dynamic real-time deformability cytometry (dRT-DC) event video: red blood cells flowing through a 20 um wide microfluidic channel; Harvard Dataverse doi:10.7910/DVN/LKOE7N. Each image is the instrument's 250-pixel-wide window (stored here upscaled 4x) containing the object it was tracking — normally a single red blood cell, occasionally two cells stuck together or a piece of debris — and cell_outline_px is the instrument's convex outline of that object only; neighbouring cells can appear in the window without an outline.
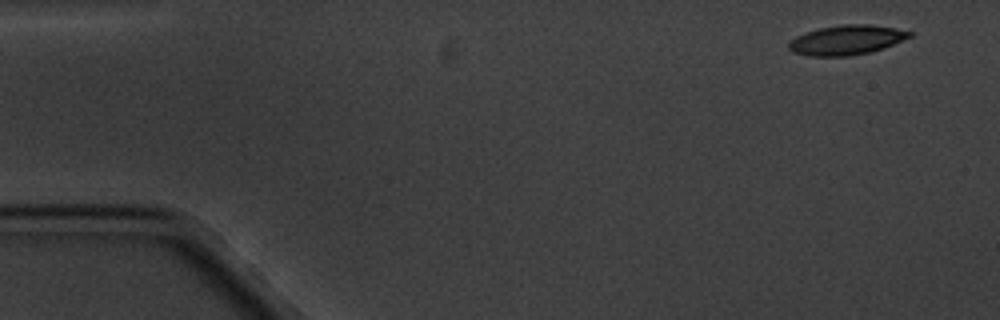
{"species": "common noctule bat (a hibernating species)", "species_latin": "Nyctalus noctula", "temperature_condition": "cold", "stored_images_in_passage": 6, "segment_of_instrument_passage": [1, 2], "camera_frame_rate_fps": 3000, "um_per_image_px": 0.085, "animal": {"sex": "male", "body_mass_g": 20.1, "forearm_length_mm": 53.5}, "frame": {"image": 1, "passage_image": 1, "time_ms": 0.0, "image_size_px": [1000, 320], "cell_outline_px": [[912, 36], [892, 44], [868, 52], [848, 56], [808, 56], [792, 52], [788, 48], [788, 44], [796, 36], [804, 32], [820, 28], [840, 24], [868, 24], [896, 28], [912, 32]], "centroid_in_image_um": [71.91, 3.39], "position_along_channel_um": 13.1, "area_um2": 20.69}}